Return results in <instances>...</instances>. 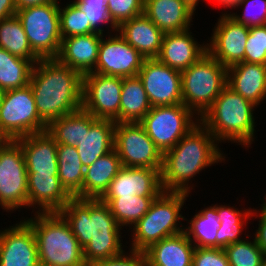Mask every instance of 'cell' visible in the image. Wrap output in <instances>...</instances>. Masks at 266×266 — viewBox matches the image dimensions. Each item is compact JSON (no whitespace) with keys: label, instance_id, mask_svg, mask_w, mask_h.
<instances>
[{"label":"cell","instance_id":"cell-14","mask_svg":"<svg viewBox=\"0 0 266 266\" xmlns=\"http://www.w3.org/2000/svg\"><path fill=\"white\" fill-rule=\"evenodd\" d=\"M152 107L182 103L181 72L160 62L145 59L138 72Z\"/></svg>","mask_w":266,"mask_h":266},{"label":"cell","instance_id":"cell-20","mask_svg":"<svg viewBox=\"0 0 266 266\" xmlns=\"http://www.w3.org/2000/svg\"><path fill=\"white\" fill-rule=\"evenodd\" d=\"M104 36L105 34L93 32L63 38L56 59L82 75L94 72L100 41Z\"/></svg>","mask_w":266,"mask_h":266},{"label":"cell","instance_id":"cell-11","mask_svg":"<svg viewBox=\"0 0 266 266\" xmlns=\"http://www.w3.org/2000/svg\"><path fill=\"white\" fill-rule=\"evenodd\" d=\"M0 206L6 212L28 208V171L15 140H6L0 147Z\"/></svg>","mask_w":266,"mask_h":266},{"label":"cell","instance_id":"cell-47","mask_svg":"<svg viewBox=\"0 0 266 266\" xmlns=\"http://www.w3.org/2000/svg\"><path fill=\"white\" fill-rule=\"evenodd\" d=\"M58 0H14L16 10H21L24 8L42 5V4H49V3H59Z\"/></svg>","mask_w":266,"mask_h":266},{"label":"cell","instance_id":"cell-41","mask_svg":"<svg viewBox=\"0 0 266 266\" xmlns=\"http://www.w3.org/2000/svg\"><path fill=\"white\" fill-rule=\"evenodd\" d=\"M107 11L118 28L123 22L144 14V0H107Z\"/></svg>","mask_w":266,"mask_h":266},{"label":"cell","instance_id":"cell-24","mask_svg":"<svg viewBox=\"0 0 266 266\" xmlns=\"http://www.w3.org/2000/svg\"><path fill=\"white\" fill-rule=\"evenodd\" d=\"M144 14L165 34L190 29L195 13L182 0H144Z\"/></svg>","mask_w":266,"mask_h":266},{"label":"cell","instance_id":"cell-16","mask_svg":"<svg viewBox=\"0 0 266 266\" xmlns=\"http://www.w3.org/2000/svg\"><path fill=\"white\" fill-rule=\"evenodd\" d=\"M215 25L210 43H206L207 52L226 68L244 62L249 27L229 14L220 15Z\"/></svg>","mask_w":266,"mask_h":266},{"label":"cell","instance_id":"cell-28","mask_svg":"<svg viewBox=\"0 0 266 266\" xmlns=\"http://www.w3.org/2000/svg\"><path fill=\"white\" fill-rule=\"evenodd\" d=\"M122 167L121 159L114 149L87 166L82 185V198L100 199Z\"/></svg>","mask_w":266,"mask_h":266},{"label":"cell","instance_id":"cell-40","mask_svg":"<svg viewBox=\"0 0 266 266\" xmlns=\"http://www.w3.org/2000/svg\"><path fill=\"white\" fill-rule=\"evenodd\" d=\"M237 8L243 9L242 14H237V11L236 13L232 12V14L228 11L221 13L229 14L238 23L249 28L266 25V0H242Z\"/></svg>","mask_w":266,"mask_h":266},{"label":"cell","instance_id":"cell-33","mask_svg":"<svg viewBox=\"0 0 266 266\" xmlns=\"http://www.w3.org/2000/svg\"><path fill=\"white\" fill-rule=\"evenodd\" d=\"M156 197L146 196H120L119 198H100L106 203L117 224L122 227L132 228L149 210Z\"/></svg>","mask_w":266,"mask_h":266},{"label":"cell","instance_id":"cell-42","mask_svg":"<svg viewBox=\"0 0 266 266\" xmlns=\"http://www.w3.org/2000/svg\"><path fill=\"white\" fill-rule=\"evenodd\" d=\"M245 62L266 65V25L249 28Z\"/></svg>","mask_w":266,"mask_h":266},{"label":"cell","instance_id":"cell-5","mask_svg":"<svg viewBox=\"0 0 266 266\" xmlns=\"http://www.w3.org/2000/svg\"><path fill=\"white\" fill-rule=\"evenodd\" d=\"M24 219L34 231L39 263L57 266H87L83 248L59 212L34 213Z\"/></svg>","mask_w":266,"mask_h":266},{"label":"cell","instance_id":"cell-26","mask_svg":"<svg viewBox=\"0 0 266 266\" xmlns=\"http://www.w3.org/2000/svg\"><path fill=\"white\" fill-rule=\"evenodd\" d=\"M195 248L184 232L164 238L144 251L146 266H192Z\"/></svg>","mask_w":266,"mask_h":266},{"label":"cell","instance_id":"cell-52","mask_svg":"<svg viewBox=\"0 0 266 266\" xmlns=\"http://www.w3.org/2000/svg\"><path fill=\"white\" fill-rule=\"evenodd\" d=\"M6 139L0 134V147L5 143Z\"/></svg>","mask_w":266,"mask_h":266},{"label":"cell","instance_id":"cell-48","mask_svg":"<svg viewBox=\"0 0 266 266\" xmlns=\"http://www.w3.org/2000/svg\"><path fill=\"white\" fill-rule=\"evenodd\" d=\"M215 2H217L218 4L222 5V7H225L226 9L229 8H236L238 7V5L240 4V2L242 0H214Z\"/></svg>","mask_w":266,"mask_h":266},{"label":"cell","instance_id":"cell-50","mask_svg":"<svg viewBox=\"0 0 266 266\" xmlns=\"http://www.w3.org/2000/svg\"><path fill=\"white\" fill-rule=\"evenodd\" d=\"M265 197V201L263 200V204H261L260 210L258 209V211H266V195Z\"/></svg>","mask_w":266,"mask_h":266},{"label":"cell","instance_id":"cell-17","mask_svg":"<svg viewBox=\"0 0 266 266\" xmlns=\"http://www.w3.org/2000/svg\"><path fill=\"white\" fill-rule=\"evenodd\" d=\"M0 266H39L36 237L23 218L0 230Z\"/></svg>","mask_w":266,"mask_h":266},{"label":"cell","instance_id":"cell-46","mask_svg":"<svg viewBox=\"0 0 266 266\" xmlns=\"http://www.w3.org/2000/svg\"><path fill=\"white\" fill-rule=\"evenodd\" d=\"M14 0H0V21L16 14Z\"/></svg>","mask_w":266,"mask_h":266},{"label":"cell","instance_id":"cell-53","mask_svg":"<svg viewBox=\"0 0 266 266\" xmlns=\"http://www.w3.org/2000/svg\"><path fill=\"white\" fill-rule=\"evenodd\" d=\"M39 266H57V265H50V264L39 263Z\"/></svg>","mask_w":266,"mask_h":266},{"label":"cell","instance_id":"cell-51","mask_svg":"<svg viewBox=\"0 0 266 266\" xmlns=\"http://www.w3.org/2000/svg\"><path fill=\"white\" fill-rule=\"evenodd\" d=\"M5 91L0 89V107L2 105L3 97H4Z\"/></svg>","mask_w":266,"mask_h":266},{"label":"cell","instance_id":"cell-8","mask_svg":"<svg viewBox=\"0 0 266 266\" xmlns=\"http://www.w3.org/2000/svg\"><path fill=\"white\" fill-rule=\"evenodd\" d=\"M59 3L36 5L18 10L20 20L33 52L40 59L56 58L60 51L61 34Z\"/></svg>","mask_w":266,"mask_h":266},{"label":"cell","instance_id":"cell-30","mask_svg":"<svg viewBox=\"0 0 266 266\" xmlns=\"http://www.w3.org/2000/svg\"><path fill=\"white\" fill-rule=\"evenodd\" d=\"M96 120V117L81 108L52 121L47 126V132L57 144L76 147L84 135V129H89Z\"/></svg>","mask_w":266,"mask_h":266},{"label":"cell","instance_id":"cell-29","mask_svg":"<svg viewBox=\"0 0 266 266\" xmlns=\"http://www.w3.org/2000/svg\"><path fill=\"white\" fill-rule=\"evenodd\" d=\"M151 107L143 83L138 75L123 77L120 122L139 123Z\"/></svg>","mask_w":266,"mask_h":266},{"label":"cell","instance_id":"cell-23","mask_svg":"<svg viewBox=\"0 0 266 266\" xmlns=\"http://www.w3.org/2000/svg\"><path fill=\"white\" fill-rule=\"evenodd\" d=\"M227 85L259 106L266 99V65L241 62L227 68Z\"/></svg>","mask_w":266,"mask_h":266},{"label":"cell","instance_id":"cell-12","mask_svg":"<svg viewBox=\"0 0 266 266\" xmlns=\"http://www.w3.org/2000/svg\"><path fill=\"white\" fill-rule=\"evenodd\" d=\"M114 150L123 167L162 169L163 154L140 123H116Z\"/></svg>","mask_w":266,"mask_h":266},{"label":"cell","instance_id":"cell-25","mask_svg":"<svg viewBox=\"0 0 266 266\" xmlns=\"http://www.w3.org/2000/svg\"><path fill=\"white\" fill-rule=\"evenodd\" d=\"M117 31L145 59L158 57L164 33L145 14L123 22Z\"/></svg>","mask_w":266,"mask_h":266},{"label":"cell","instance_id":"cell-6","mask_svg":"<svg viewBox=\"0 0 266 266\" xmlns=\"http://www.w3.org/2000/svg\"><path fill=\"white\" fill-rule=\"evenodd\" d=\"M189 195L186 192L163 191L156 197L148 212L131 228L130 249L144 252L154 243L184 232L180 221L187 219L182 216L181 209Z\"/></svg>","mask_w":266,"mask_h":266},{"label":"cell","instance_id":"cell-18","mask_svg":"<svg viewBox=\"0 0 266 266\" xmlns=\"http://www.w3.org/2000/svg\"><path fill=\"white\" fill-rule=\"evenodd\" d=\"M163 191L161 169L122 167L101 198L158 197Z\"/></svg>","mask_w":266,"mask_h":266},{"label":"cell","instance_id":"cell-21","mask_svg":"<svg viewBox=\"0 0 266 266\" xmlns=\"http://www.w3.org/2000/svg\"><path fill=\"white\" fill-rule=\"evenodd\" d=\"M15 141L22 148L28 174H58V144L47 130Z\"/></svg>","mask_w":266,"mask_h":266},{"label":"cell","instance_id":"cell-7","mask_svg":"<svg viewBox=\"0 0 266 266\" xmlns=\"http://www.w3.org/2000/svg\"><path fill=\"white\" fill-rule=\"evenodd\" d=\"M182 104L200 119L227 85V68L208 52L181 72Z\"/></svg>","mask_w":266,"mask_h":266},{"label":"cell","instance_id":"cell-44","mask_svg":"<svg viewBox=\"0 0 266 266\" xmlns=\"http://www.w3.org/2000/svg\"><path fill=\"white\" fill-rule=\"evenodd\" d=\"M92 266H146V257L144 252L137 250H125L114 257L95 262Z\"/></svg>","mask_w":266,"mask_h":266},{"label":"cell","instance_id":"cell-1","mask_svg":"<svg viewBox=\"0 0 266 266\" xmlns=\"http://www.w3.org/2000/svg\"><path fill=\"white\" fill-rule=\"evenodd\" d=\"M59 213L83 248L87 266L124 251L122 229L109 206L100 199L72 197Z\"/></svg>","mask_w":266,"mask_h":266},{"label":"cell","instance_id":"cell-37","mask_svg":"<svg viewBox=\"0 0 266 266\" xmlns=\"http://www.w3.org/2000/svg\"><path fill=\"white\" fill-rule=\"evenodd\" d=\"M250 235L246 239L229 244L224 248L230 266H262L266 261V255L256 243L254 237L250 241Z\"/></svg>","mask_w":266,"mask_h":266},{"label":"cell","instance_id":"cell-45","mask_svg":"<svg viewBox=\"0 0 266 266\" xmlns=\"http://www.w3.org/2000/svg\"><path fill=\"white\" fill-rule=\"evenodd\" d=\"M255 216L256 218L259 216L260 220L258 221V229L254 233V239L266 255V211H257L256 208L252 209L251 217L254 218Z\"/></svg>","mask_w":266,"mask_h":266},{"label":"cell","instance_id":"cell-49","mask_svg":"<svg viewBox=\"0 0 266 266\" xmlns=\"http://www.w3.org/2000/svg\"><path fill=\"white\" fill-rule=\"evenodd\" d=\"M192 11L195 12L200 0H182ZM204 1V0H203ZM207 1V0H206Z\"/></svg>","mask_w":266,"mask_h":266},{"label":"cell","instance_id":"cell-43","mask_svg":"<svg viewBox=\"0 0 266 266\" xmlns=\"http://www.w3.org/2000/svg\"><path fill=\"white\" fill-rule=\"evenodd\" d=\"M192 266H230V264L224 248L196 247Z\"/></svg>","mask_w":266,"mask_h":266},{"label":"cell","instance_id":"cell-19","mask_svg":"<svg viewBox=\"0 0 266 266\" xmlns=\"http://www.w3.org/2000/svg\"><path fill=\"white\" fill-rule=\"evenodd\" d=\"M191 34L190 29L165 33L157 59L180 72L189 68L207 53V44H199Z\"/></svg>","mask_w":266,"mask_h":266},{"label":"cell","instance_id":"cell-3","mask_svg":"<svg viewBox=\"0 0 266 266\" xmlns=\"http://www.w3.org/2000/svg\"><path fill=\"white\" fill-rule=\"evenodd\" d=\"M217 143L200 122L193 127L172 149L163 154V190L190 194L194 187L189 182L192 183L196 174L226 160Z\"/></svg>","mask_w":266,"mask_h":266},{"label":"cell","instance_id":"cell-15","mask_svg":"<svg viewBox=\"0 0 266 266\" xmlns=\"http://www.w3.org/2000/svg\"><path fill=\"white\" fill-rule=\"evenodd\" d=\"M145 58L132 47L120 34L102 37L99 46L98 60L93 73L106 76H137Z\"/></svg>","mask_w":266,"mask_h":266},{"label":"cell","instance_id":"cell-34","mask_svg":"<svg viewBox=\"0 0 266 266\" xmlns=\"http://www.w3.org/2000/svg\"><path fill=\"white\" fill-rule=\"evenodd\" d=\"M217 214L221 226L216 237V248H225L231 243L244 240L240 236L244 224H247V220L251 219V208L239 210L234 205L230 207V205L221 204L217 205Z\"/></svg>","mask_w":266,"mask_h":266},{"label":"cell","instance_id":"cell-31","mask_svg":"<svg viewBox=\"0 0 266 266\" xmlns=\"http://www.w3.org/2000/svg\"><path fill=\"white\" fill-rule=\"evenodd\" d=\"M57 158L61 185L72 197L82 198L85 168L80 161L76 147L58 144Z\"/></svg>","mask_w":266,"mask_h":266},{"label":"cell","instance_id":"cell-4","mask_svg":"<svg viewBox=\"0 0 266 266\" xmlns=\"http://www.w3.org/2000/svg\"><path fill=\"white\" fill-rule=\"evenodd\" d=\"M252 102L244 99L228 85L200 118V123L221 142L250 147L255 139V116Z\"/></svg>","mask_w":266,"mask_h":266},{"label":"cell","instance_id":"cell-22","mask_svg":"<svg viewBox=\"0 0 266 266\" xmlns=\"http://www.w3.org/2000/svg\"><path fill=\"white\" fill-rule=\"evenodd\" d=\"M72 198L58 174H28V208L36 213L59 212ZM37 206V207H36Z\"/></svg>","mask_w":266,"mask_h":266},{"label":"cell","instance_id":"cell-38","mask_svg":"<svg viewBox=\"0 0 266 266\" xmlns=\"http://www.w3.org/2000/svg\"><path fill=\"white\" fill-rule=\"evenodd\" d=\"M59 7L60 34L62 39L74 35H87L96 32L89 23L87 15L75 1Z\"/></svg>","mask_w":266,"mask_h":266},{"label":"cell","instance_id":"cell-32","mask_svg":"<svg viewBox=\"0 0 266 266\" xmlns=\"http://www.w3.org/2000/svg\"><path fill=\"white\" fill-rule=\"evenodd\" d=\"M188 223L190 226L184 227V233L195 247L216 248V237L221 226L217 204L198 211Z\"/></svg>","mask_w":266,"mask_h":266},{"label":"cell","instance_id":"cell-13","mask_svg":"<svg viewBox=\"0 0 266 266\" xmlns=\"http://www.w3.org/2000/svg\"><path fill=\"white\" fill-rule=\"evenodd\" d=\"M123 77L98 73L83 75L81 108L97 119L120 123V101Z\"/></svg>","mask_w":266,"mask_h":266},{"label":"cell","instance_id":"cell-39","mask_svg":"<svg viewBox=\"0 0 266 266\" xmlns=\"http://www.w3.org/2000/svg\"><path fill=\"white\" fill-rule=\"evenodd\" d=\"M82 11L87 15L91 27L98 33L103 34V25H107V33L117 32V27L109 17L107 11V0H74ZM103 24V25H102ZM110 27L111 29L109 30ZM112 31V32H109Z\"/></svg>","mask_w":266,"mask_h":266},{"label":"cell","instance_id":"cell-9","mask_svg":"<svg viewBox=\"0 0 266 266\" xmlns=\"http://www.w3.org/2000/svg\"><path fill=\"white\" fill-rule=\"evenodd\" d=\"M200 122L185 105L151 107L139 122L156 147L164 154Z\"/></svg>","mask_w":266,"mask_h":266},{"label":"cell","instance_id":"cell-27","mask_svg":"<svg viewBox=\"0 0 266 266\" xmlns=\"http://www.w3.org/2000/svg\"><path fill=\"white\" fill-rule=\"evenodd\" d=\"M115 126L112 120L97 119L89 129H84V135L76 145L84 168L114 149Z\"/></svg>","mask_w":266,"mask_h":266},{"label":"cell","instance_id":"cell-2","mask_svg":"<svg viewBox=\"0 0 266 266\" xmlns=\"http://www.w3.org/2000/svg\"><path fill=\"white\" fill-rule=\"evenodd\" d=\"M29 85L39 118L47 126L81 109L83 75L56 58L40 59L33 66Z\"/></svg>","mask_w":266,"mask_h":266},{"label":"cell","instance_id":"cell-36","mask_svg":"<svg viewBox=\"0 0 266 266\" xmlns=\"http://www.w3.org/2000/svg\"><path fill=\"white\" fill-rule=\"evenodd\" d=\"M34 64L0 47V89L7 91L29 85Z\"/></svg>","mask_w":266,"mask_h":266},{"label":"cell","instance_id":"cell-35","mask_svg":"<svg viewBox=\"0 0 266 266\" xmlns=\"http://www.w3.org/2000/svg\"><path fill=\"white\" fill-rule=\"evenodd\" d=\"M0 47L14 56L30 60L34 65L40 60L31 49L16 15L0 21Z\"/></svg>","mask_w":266,"mask_h":266},{"label":"cell","instance_id":"cell-10","mask_svg":"<svg viewBox=\"0 0 266 266\" xmlns=\"http://www.w3.org/2000/svg\"><path fill=\"white\" fill-rule=\"evenodd\" d=\"M47 130L39 118L30 85L5 91L0 107V134L6 140H16Z\"/></svg>","mask_w":266,"mask_h":266}]
</instances>
